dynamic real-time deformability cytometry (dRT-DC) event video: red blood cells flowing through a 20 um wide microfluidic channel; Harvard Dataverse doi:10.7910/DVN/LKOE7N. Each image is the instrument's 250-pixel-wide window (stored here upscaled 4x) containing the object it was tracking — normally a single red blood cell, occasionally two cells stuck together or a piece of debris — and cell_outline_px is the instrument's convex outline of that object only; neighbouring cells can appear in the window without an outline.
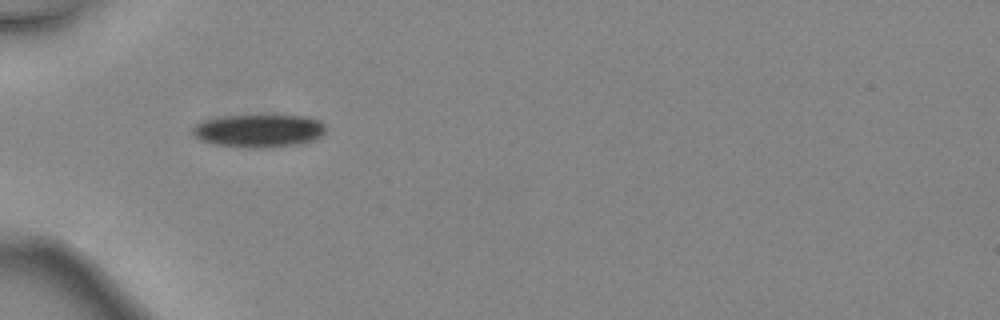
{"species": "common noctule bat (a hibernating species)", "species_latin": "Nyctalus noctula", "temperature_condition": "warm", "stored_images_in_passage": 31, "camera_frame_rate_fps": 3000, "um_per_image_px": 0.085, "animal": {"sex": "female", "body_mass_g": 24.6, "forearm_length_mm": 56.2}, "frame": {"image": 1, "passage_image": 1, "time_ms": 0.0, "image_size_px": [1000, 320], "cell_outline_px": [[324, 132], [316, 140], [304, 144], [264, 148], [252, 148], [216, 144], [200, 140], [192, 136], [192, 128], [196, 124], [204, 120], [224, 116], [300, 116], [320, 120], [324, 124]], "centroid_in_image_um": [22.01, 11.13], "position_along_channel_um": 63.0, "area_um2": 25.55}}
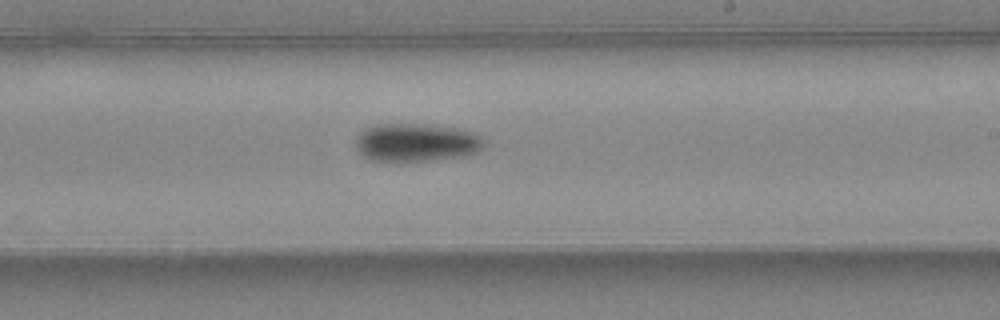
{"frame": {"image": 2, "passage_image": 14, "time_ms": 4.333, "image_size_px": [1000, 320], "cell_outline_px": [[484, 148], [468, 156], [404, 164], [396, 164], [368, 160], [356, 148], [356, 136], [364, 128], [376, 124], [428, 124], [480, 132], [484, 140]], "centroid_in_image_um": [35.39, 12.16], "position_along_channel_um": 253.6, "area_um2": 30.0}}
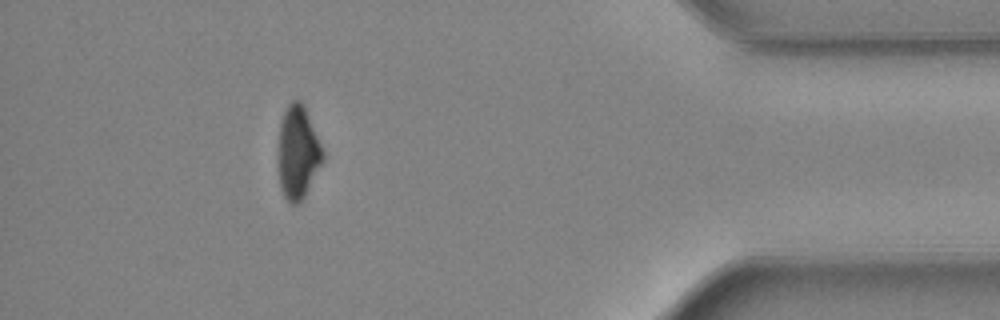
{"frame": {"image": 3, "passage_image": 27, "time_ms": 8.667, "image_size_px": [1000, 320], "cell_outline_px": [[324, 160], [300, 204], [292, 204], [284, 196], [280, 188], [280, 124], [284, 112], [288, 104], [292, 100], [300, 100], [304, 104], [324, 152]], "centroid_in_image_um": [25.36, 12.95], "position_along_channel_um": 409.8, "area_um2": 23.76}, "authors_computed_cell_mechanics": {"area_um2": 27.5128, "velocity_mm_per_s": 4.5543, "shape_relaxation_time_tau1_ms": 2.5097, "shape_relaxation_time_tau2_ms": null, "deformation_change_tau1": 0.1418, "deformation_change_tau2": null}}